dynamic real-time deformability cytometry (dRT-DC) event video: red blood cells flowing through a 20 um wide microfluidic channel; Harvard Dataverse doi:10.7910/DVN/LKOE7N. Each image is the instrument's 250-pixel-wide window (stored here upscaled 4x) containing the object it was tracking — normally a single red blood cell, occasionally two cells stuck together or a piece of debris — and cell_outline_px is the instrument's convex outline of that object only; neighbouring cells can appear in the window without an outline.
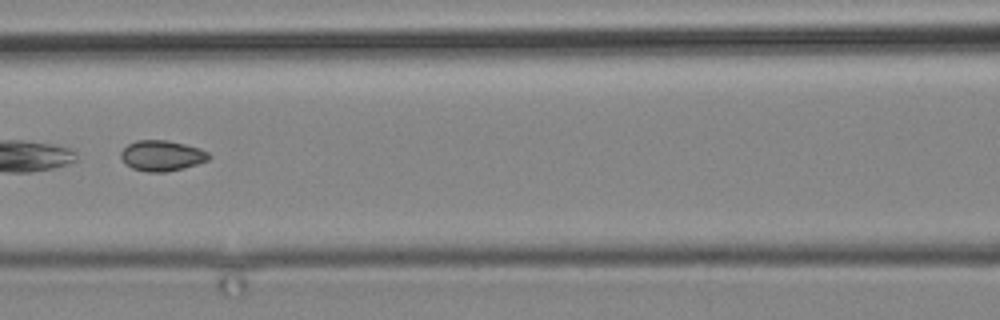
{"species": "common noctule bat (a hibernating species)", "species_latin": "Nyctalus noctula", "temperature_condition": "cold", "stored_images_in_passage": 7, "camera_frame_rate_fps": 3000, "um_per_image_px": 0.085, "animal": {"sex": "male", "body_mass_g": 19.2, "forearm_length_mm": 51.8}, "frame": {"image": 1, "passage_image": 6, "time_ms": 7.0, "image_size_px": [1000, 320], "cell_outline_px": [[212, 156], [208, 160], [184, 168], [164, 172], [148, 172], [132, 168], [124, 164], [120, 156], [120, 152], [128, 144], [136, 140], [168, 140], [200, 148], [208, 152]], "centroid_in_image_um": [13.74, 13.23], "position_along_channel_um": 152.9, "area_um2": 15.78}}
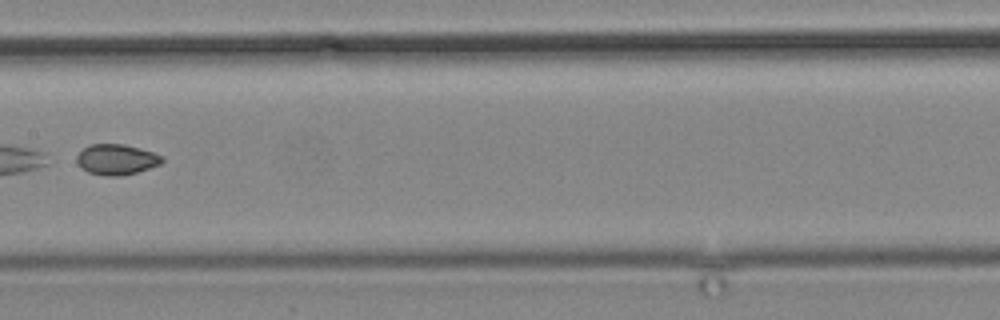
{"frame": {"image": 2, "passage_image": 7, "time_ms": 8.333, "image_size_px": [1000, 320], "cell_outline_px": [[164, 160], [160, 164], [136, 172], [120, 176], [108, 176], [88, 172], [80, 168], [76, 160], [76, 156], [88, 144], [124, 144], [140, 148], [164, 156]], "centroid_in_image_um": [9.89, 13.55], "position_along_channel_um": 197.5, "area_um2": 15.2}}